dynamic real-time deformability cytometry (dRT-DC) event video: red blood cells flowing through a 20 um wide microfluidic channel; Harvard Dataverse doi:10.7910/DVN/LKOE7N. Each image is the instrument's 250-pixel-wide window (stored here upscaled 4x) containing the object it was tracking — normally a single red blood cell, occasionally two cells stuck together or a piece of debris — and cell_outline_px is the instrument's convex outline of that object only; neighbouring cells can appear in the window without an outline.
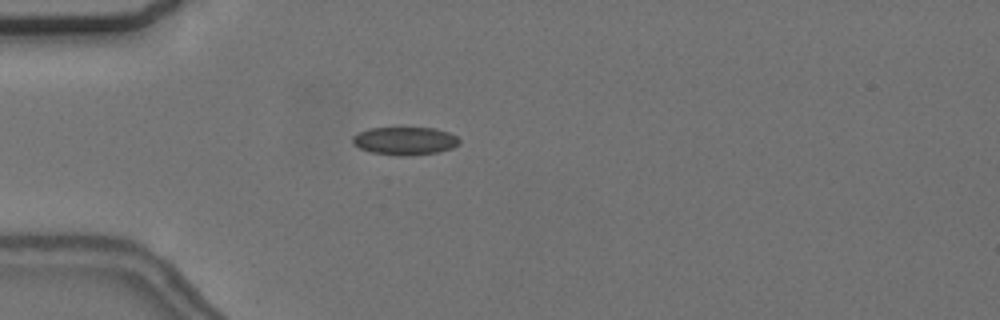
{"species": "common noctule bat (a hibernating species)", "species_latin": "Nyctalus noctula", "temperature_condition": "cold", "stored_images_in_passage": 44, "camera_frame_rate_fps": 3000, "um_per_image_px": 0.085, "animal": {"sex": "female", "body_mass_g": 24.6, "forearm_length_mm": 56.2}, "frame": {"image": 1, "passage_image": 4, "time_ms": 1.0, "image_size_px": [1000, 320], "cell_outline_px": [[460, 144], [452, 148], [436, 152], [408, 156], [396, 156], [372, 152], [360, 148], [352, 144], [352, 136], [368, 128], [436, 128], [448, 132], [456, 136], [460, 140]], "centroid_in_image_um": [34.41, 11.98], "position_along_channel_um": 50.6, "area_um2": 17.46}}
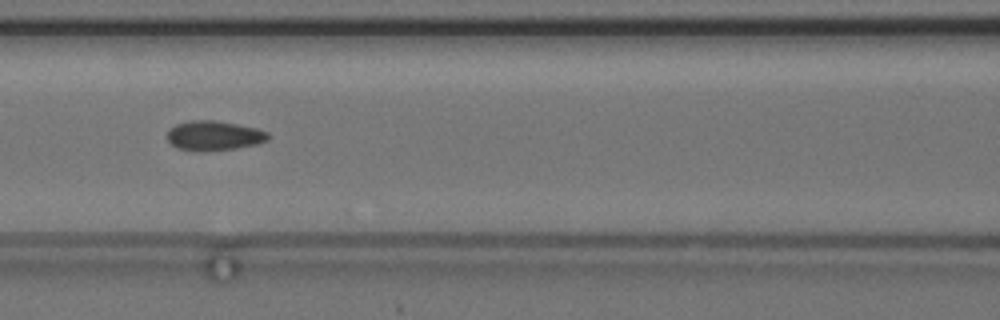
{"frame": {"image": 2, "passage_image": 13, "time_ms": 4.0, "image_size_px": [1000, 320], "cell_outline_px": [[268, 140], [256, 144], [236, 148], [176, 148], [168, 140], [168, 132], [176, 124], [192, 120], [216, 120], [256, 128], [268, 132]], "centroid_in_image_um": [18.23, 11.47], "position_along_channel_um": 148.4, "area_um2": 16.47}}
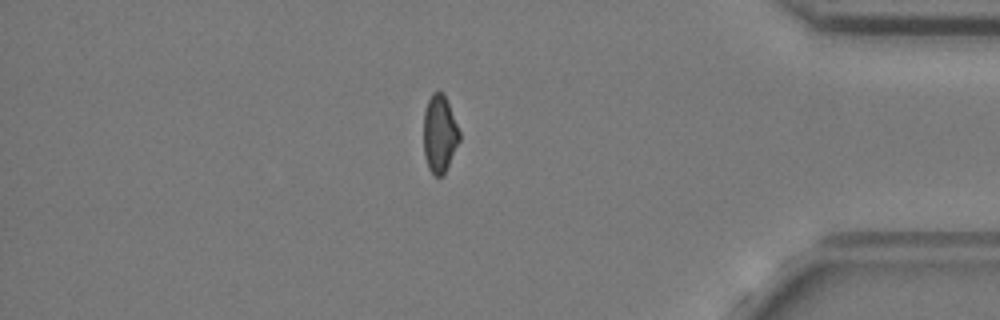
{"frame": {"image": 3, "passage_image": 36, "time_ms": 11.667, "image_size_px": [1000, 320], "cell_outline_px": [[460, 140], [444, 172], [440, 176], [436, 176], [428, 168], [424, 156], [424, 112], [428, 100], [432, 92], [440, 92], [444, 96], [448, 104], [460, 132]], "centroid_in_image_um": [37.35, 11.38], "position_along_channel_um": 397.9, "area_um2": 15.78}, "authors_computed_cell_mechanics": {"area_um2": 17.2533, "velocity_mm_per_s": 3.6763, "shape_relaxation_time_tau1_ms": null, "shape_relaxation_time_tau2_ms": 1.8815, "deformation_change_tau1": null, "deformation_change_tau2": 0.0622}}